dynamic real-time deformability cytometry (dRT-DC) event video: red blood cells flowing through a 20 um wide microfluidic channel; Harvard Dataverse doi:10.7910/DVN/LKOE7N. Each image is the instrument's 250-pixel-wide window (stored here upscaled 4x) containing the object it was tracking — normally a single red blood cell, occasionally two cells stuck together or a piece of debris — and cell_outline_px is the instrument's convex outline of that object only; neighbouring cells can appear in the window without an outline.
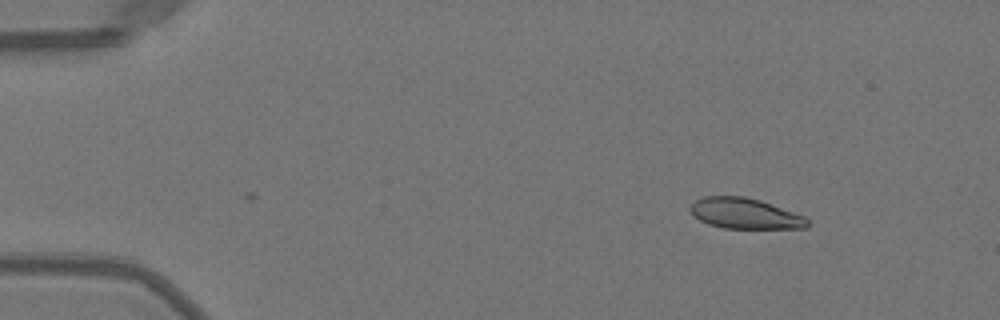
{"species": "Egyptian fruit bat (a non-hibernating species)", "species_latin": "Rousettus aegyptiacus", "temperature_condition": "warm", "stored_images_in_passage": 45, "camera_frame_rate_fps": 3000, "um_per_image_px": 0.085, "animal": {"sex": "female"}, "frame": {"image": 1, "passage_image": 1, "time_ms": 0.0, "image_size_px": [1000, 320], "cell_outline_px": [[808, 228], [724, 228], [708, 224], [692, 216], [692, 204], [696, 200], [704, 196], [744, 196], [760, 200], [804, 216], [808, 220]], "centroid_in_image_um": [63.32, 18.15], "position_along_channel_um": 21.7, "area_um2": 20.69}}
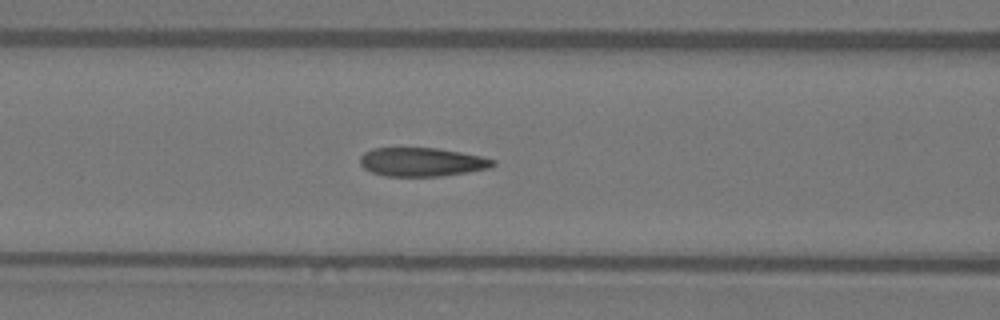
{"frame": {"image": 2, "passage_image": 16, "time_ms": 5.0, "image_size_px": [1000, 320], "cell_outline_px": [[496, 164], [488, 168], [468, 172], [440, 176], [384, 176], [372, 172], [364, 168], [360, 164], [360, 156], [364, 152], [372, 148], [436, 148], [460, 152], [480, 156], [496, 160]], "centroid_in_image_um": [35.84, 13.77], "position_along_channel_um": 130.8, "area_um2": 22.2}}
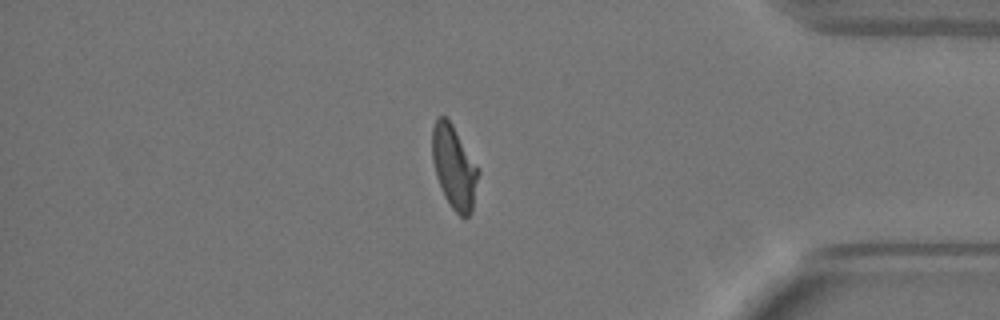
{"frame": {"image": 3, "passage_image": 38, "time_ms": 12.333, "image_size_px": [1000, 320], "cell_outline_px": [[480, 172], [472, 212], [468, 216], [460, 216], [452, 208], [444, 196], [436, 176], [432, 160], [432, 128], [436, 120], [440, 116], [444, 116], [452, 124], [480, 168]], "centroid_in_image_um": [38.62, 14.22], "position_along_channel_um": 396.6, "area_um2": 22.48}, "authors_computed_cell_mechanics": {"area_um2": 22.5998, "velocity_mm_per_s": 4.0228, "shape_relaxation_time_tau1_ms": 5.0239, "shape_relaxation_time_tau2_ms": 0.9502, "deformation_change_tau1": 0.1985, "deformation_change_tau2": 0.0776}}